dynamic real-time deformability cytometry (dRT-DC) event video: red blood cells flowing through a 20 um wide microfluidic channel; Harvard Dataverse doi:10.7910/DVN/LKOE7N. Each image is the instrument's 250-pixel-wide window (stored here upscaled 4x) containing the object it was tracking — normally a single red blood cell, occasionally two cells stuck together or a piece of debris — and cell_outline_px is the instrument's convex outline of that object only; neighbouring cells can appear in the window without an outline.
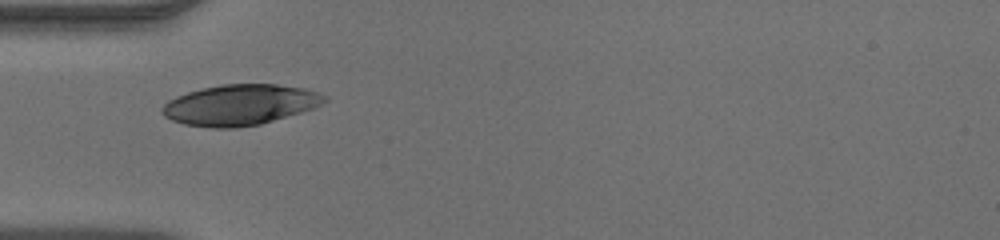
{"species": "human", "species_latin": "Homo sapiens", "temperature_condition": "warm", "stored_images_in_passage": 35, "camera_frame_rate_fps": 3000, "um_per_image_px": 0.085, "donor": {"sex": "male"}, "frame": {"image": 1, "passage_image": 1, "time_ms": 0.0, "image_size_px": [1000, 240], "cell_outline_px": [[328, 100], [312, 108], [300, 112], [260, 124], [236, 128], [212, 128], [184, 124], [172, 120], [164, 116], [160, 112], [160, 108], [168, 100], [176, 96], [188, 92], [204, 88], [224, 84], [276, 84], [304, 88], [328, 96]], "centroid_in_image_um": [20.36, 8.91], "position_along_channel_um": 64.6, "area_um2": 38.32}}
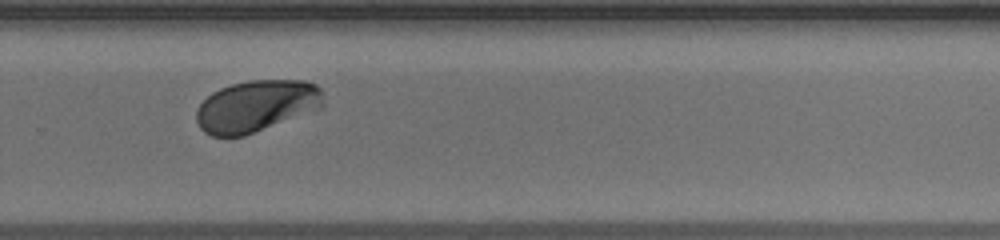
{"frame": {"image": 2, "passage_image": 19, "time_ms": 6.0, "image_size_px": [1000, 240], "cell_outline_px": [[324, 108], [244, 136], [212, 136], [204, 132], [200, 128], [196, 120], [196, 108], [212, 92], [220, 88], [232, 84], [248, 80], [304, 80], [316, 84], [320, 88], [324, 104]], "centroid_in_image_um": [21.81, 9.01], "position_along_channel_um": 308.0, "area_um2": 38.61}}
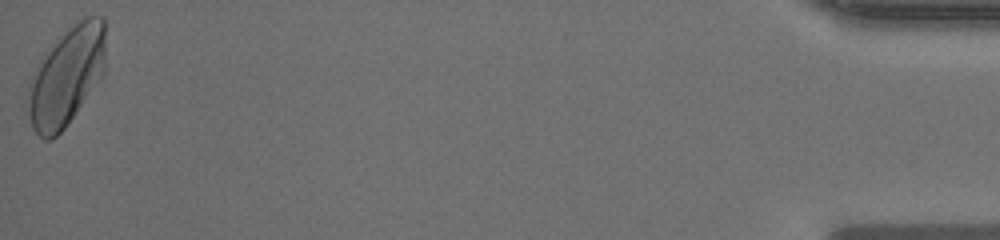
{"frame": {"image": 3, "passage_image": 35, "time_ms": 11.333, "image_size_px": [1000, 240], "cell_outline_px": [[104, 76], [64, 128], [56, 136], [48, 140], [44, 140], [32, 128], [28, 112], [28, 84], [44, 52], [80, 20], [88, 16], [104, 16]], "centroid_in_image_um": [5.65, 6.52], "position_along_channel_um": 429.5, "area_um2": 44.1}}